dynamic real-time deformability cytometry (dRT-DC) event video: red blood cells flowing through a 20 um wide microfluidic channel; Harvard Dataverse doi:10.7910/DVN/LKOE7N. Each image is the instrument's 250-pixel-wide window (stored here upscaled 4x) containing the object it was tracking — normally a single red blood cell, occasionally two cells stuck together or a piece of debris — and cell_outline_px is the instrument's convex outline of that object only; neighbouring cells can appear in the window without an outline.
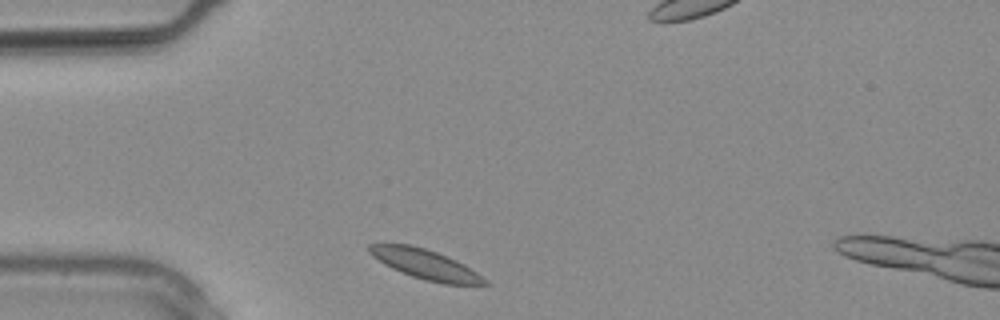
{"species": "common noctule bat (a hibernating species)", "species_latin": "Nyctalus noctula", "temperature_condition": "warm", "stored_images_in_passage": 12, "camera_frame_rate_fps": 3000, "um_per_image_px": 0.085, "animal": {"sex": "male", "body_mass_g": 20.4}, "frame": {"image": 1, "passage_image": 1, "time_ms": 0.0, "image_size_px": [1000, 320], "cell_outline_px": [[492, 284], [444, 284], [424, 280], [412, 276], [392, 268], [384, 264], [372, 256], [368, 252], [368, 244], [408, 244], [424, 248], [436, 252], [456, 260], [464, 264], [488, 280]], "centroid_in_image_um": [36.16, 22.47], "position_along_channel_um": 48.8, "area_um2": 19.83}}